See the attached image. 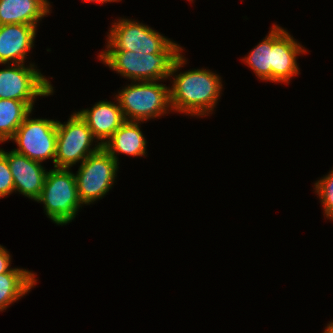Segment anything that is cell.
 Returning <instances> with one entry per match:
<instances>
[{
	"mask_svg": "<svg viewBox=\"0 0 333 333\" xmlns=\"http://www.w3.org/2000/svg\"><path fill=\"white\" fill-rule=\"evenodd\" d=\"M186 62L184 55L181 54L169 75V77L173 76L170 87L172 110L192 117L207 116L214 111L221 97L223 88L221 76L204 68L178 74L179 69Z\"/></svg>",
	"mask_w": 333,
	"mask_h": 333,
	"instance_id": "obj_1",
	"label": "cell"
},
{
	"mask_svg": "<svg viewBox=\"0 0 333 333\" xmlns=\"http://www.w3.org/2000/svg\"><path fill=\"white\" fill-rule=\"evenodd\" d=\"M180 44L172 41L158 54L126 50H104L99 60L121 76L132 81L167 80L176 59L182 54Z\"/></svg>",
	"mask_w": 333,
	"mask_h": 333,
	"instance_id": "obj_2",
	"label": "cell"
},
{
	"mask_svg": "<svg viewBox=\"0 0 333 333\" xmlns=\"http://www.w3.org/2000/svg\"><path fill=\"white\" fill-rule=\"evenodd\" d=\"M161 81H132L115 95L126 121L143 122L172 111L170 87Z\"/></svg>",
	"mask_w": 333,
	"mask_h": 333,
	"instance_id": "obj_3",
	"label": "cell"
},
{
	"mask_svg": "<svg viewBox=\"0 0 333 333\" xmlns=\"http://www.w3.org/2000/svg\"><path fill=\"white\" fill-rule=\"evenodd\" d=\"M56 225H66L76 217L83 205L78 197L75 174L66 168L47 172L40 197L36 200Z\"/></svg>",
	"mask_w": 333,
	"mask_h": 333,
	"instance_id": "obj_4",
	"label": "cell"
},
{
	"mask_svg": "<svg viewBox=\"0 0 333 333\" xmlns=\"http://www.w3.org/2000/svg\"><path fill=\"white\" fill-rule=\"evenodd\" d=\"M119 163L101 147L82 162L75 174L80 202L90 205L102 199L113 187Z\"/></svg>",
	"mask_w": 333,
	"mask_h": 333,
	"instance_id": "obj_5",
	"label": "cell"
},
{
	"mask_svg": "<svg viewBox=\"0 0 333 333\" xmlns=\"http://www.w3.org/2000/svg\"><path fill=\"white\" fill-rule=\"evenodd\" d=\"M93 141L95 142L94 147ZM56 147L55 168L71 169L76 163L84 162L88 156L97 152L102 146L96 141L81 116L77 112H73L66 123L57 120Z\"/></svg>",
	"mask_w": 333,
	"mask_h": 333,
	"instance_id": "obj_6",
	"label": "cell"
},
{
	"mask_svg": "<svg viewBox=\"0 0 333 333\" xmlns=\"http://www.w3.org/2000/svg\"><path fill=\"white\" fill-rule=\"evenodd\" d=\"M29 64L7 63L0 69V99L23 101L33 110L36 97L53 95L54 87L34 63Z\"/></svg>",
	"mask_w": 333,
	"mask_h": 333,
	"instance_id": "obj_7",
	"label": "cell"
},
{
	"mask_svg": "<svg viewBox=\"0 0 333 333\" xmlns=\"http://www.w3.org/2000/svg\"><path fill=\"white\" fill-rule=\"evenodd\" d=\"M25 117L14 136L10 139L17 144L13 150L31 160L44 162L53 159L55 168L57 145V120Z\"/></svg>",
	"mask_w": 333,
	"mask_h": 333,
	"instance_id": "obj_8",
	"label": "cell"
},
{
	"mask_svg": "<svg viewBox=\"0 0 333 333\" xmlns=\"http://www.w3.org/2000/svg\"><path fill=\"white\" fill-rule=\"evenodd\" d=\"M107 37V50H126L144 54H158L172 42L148 25L127 18L117 19L112 23Z\"/></svg>",
	"mask_w": 333,
	"mask_h": 333,
	"instance_id": "obj_9",
	"label": "cell"
},
{
	"mask_svg": "<svg viewBox=\"0 0 333 333\" xmlns=\"http://www.w3.org/2000/svg\"><path fill=\"white\" fill-rule=\"evenodd\" d=\"M305 52L307 50L287 30L273 24L271 82L289 84L291 78L300 73L297 56Z\"/></svg>",
	"mask_w": 333,
	"mask_h": 333,
	"instance_id": "obj_10",
	"label": "cell"
},
{
	"mask_svg": "<svg viewBox=\"0 0 333 333\" xmlns=\"http://www.w3.org/2000/svg\"><path fill=\"white\" fill-rule=\"evenodd\" d=\"M0 152L7 158L14 181V192H19L31 200L40 197L47 175V169L41 162L31 160L14 150Z\"/></svg>",
	"mask_w": 333,
	"mask_h": 333,
	"instance_id": "obj_11",
	"label": "cell"
},
{
	"mask_svg": "<svg viewBox=\"0 0 333 333\" xmlns=\"http://www.w3.org/2000/svg\"><path fill=\"white\" fill-rule=\"evenodd\" d=\"M37 26L9 24L0 26V64H25L34 47Z\"/></svg>",
	"mask_w": 333,
	"mask_h": 333,
	"instance_id": "obj_12",
	"label": "cell"
},
{
	"mask_svg": "<svg viewBox=\"0 0 333 333\" xmlns=\"http://www.w3.org/2000/svg\"><path fill=\"white\" fill-rule=\"evenodd\" d=\"M114 98L117 101L116 104L115 102L100 100L91 109H82L77 112L101 146L126 121L117 98Z\"/></svg>",
	"mask_w": 333,
	"mask_h": 333,
	"instance_id": "obj_13",
	"label": "cell"
},
{
	"mask_svg": "<svg viewBox=\"0 0 333 333\" xmlns=\"http://www.w3.org/2000/svg\"><path fill=\"white\" fill-rule=\"evenodd\" d=\"M51 4L48 0H0V26L27 24L38 26L49 15Z\"/></svg>",
	"mask_w": 333,
	"mask_h": 333,
	"instance_id": "obj_14",
	"label": "cell"
},
{
	"mask_svg": "<svg viewBox=\"0 0 333 333\" xmlns=\"http://www.w3.org/2000/svg\"><path fill=\"white\" fill-rule=\"evenodd\" d=\"M140 123V124H139ZM141 122L125 121L102 146L119 163L118 155L146 156V144Z\"/></svg>",
	"mask_w": 333,
	"mask_h": 333,
	"instance_id": "obj_15",
	"label": "cell"
},
{
	"mask_svg": "<svg viewBox=\"0 0 333 333\" xmlns=\"http://www.w3.org/2000/svg\"><path fill=\"white\" fill-rule=\"evenodd\" d=\"M36 273L22 268H12L0 274V311L24 297L36 285Z\"/></svg>",
	"mask_w": 333,
	"mask_h": 333,
	"instance_id": "obj_16",
	"label": "cell"
},
{
	"mask_svg": "<svg viewBox=\"0 0 333 333\" xmlns=\"http://www.w3.org/2000/svg\"><path fill=\"white\" fill-rule=\"evenodd\" d=\"M33 111L25 102L14 99H0V143L9 141Z\"/></svg>",
	"mask_w": 333,
	"mask_h": 333,
	"instance_id": "obj_17",
	"label": "cell"
},
{
	"mask_svg": "<svg viewBox=\"0 0 333 333\" xmlns=\"http://www.w3.org/2000/svg\"><path fill=\"white\" fill-rule=\"evenodd\" d=\"M257 78L262 81H271L272 65V27L268 35L254 47L247 56L242 58Z\"/></svg>",
	"mask_w": 333,
	"mask_h": 333,
	"instance_id": "obj_18",
	"label": "cell"
},
{
	"mask_svg": "<svg viewBox=\"0 0 333 333\" xmlns=\"http://www.w3.org/2000/svg\"><path fill=\"white\" fill-rule=\"evenodd\" d=\"M315 182L313 189L320 199L324 215L333 220V169Z\"/></svg>",
	"mask_w": 333,
	"mask_h": 333,
	"instance_id": "obj_19",
	"label": "cell"
},
{
	"mask_svg": "<svg viewBox=\"0 0 333 333\" xmlns=\"http://www.w3.org/2000/svg\"><path fill=\"white\" fill-rule=\"evenodd\" d=\"M14 193V181L7 158L0 152V198Z\"/></svg>",
	"mask_w": 333,
	"mask_h": 333,
	"instance_id": "obj_20",
	"label": "cell"
},
{
	"mask_svg": "<svg viewBox=\"0 0 333 333\" xmlns=\"http://www.w3.org/2000/svg\"><path fill=\"white\" fill-rule=\"evenodd\" d=\"M11 257L9 251L0 244V274L9 272L12 269Z\"/></svg>",
	"mask_w": 333,
	"mask_h": 333,
	"instance_id": "obj_21",
	"label": "cell"
},
{
	"mask_svg": "<svg viewBox=\"0 0 333 333\" xmlns=\"http://www.w3.org/2000/svg\"><path fill=\"white\" fill-rule=\"evenodd\" d=\"M121 0H84V2H95V3H101V4H104V3H107V2H119Z\"/></svg>",
	"mask_w": 333,
	"mask_h": 333,
	"instance_id": "obj_22",
	"label": "cell"
},
{
	"mask_svg": "<svg viewBox=\"0 0 333 333\" xmlns=\"http://www.w3.org/2000/svg\"><path fill=\"white\" fill-rule=\"evenodd\" d=\"M323 333H333V321L327 324Z\"/></svg>",
	"mask_w": 333,
	"mask_h": 333,
	"instance_id": "obj_23",
	"label": "cell"
}]
</instances>
